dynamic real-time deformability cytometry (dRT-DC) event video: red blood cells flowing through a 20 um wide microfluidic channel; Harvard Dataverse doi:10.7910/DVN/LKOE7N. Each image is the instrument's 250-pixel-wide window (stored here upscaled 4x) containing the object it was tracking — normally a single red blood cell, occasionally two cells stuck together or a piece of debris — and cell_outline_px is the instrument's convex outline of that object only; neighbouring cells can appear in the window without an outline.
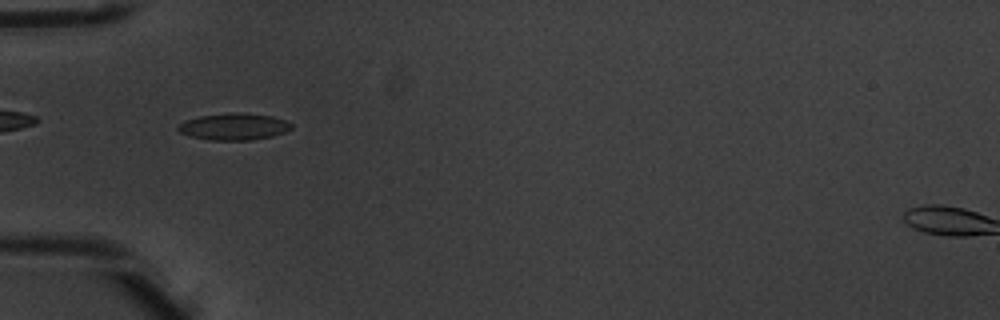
{"species": "common noctule bat (a hibernating species)", "species_latin": "Nyctalus noctula", "temperature_condition": "warm", "stored_images_in_passage": 6, "camera_frame_rate_fps": 3000, "um_per_image_px": 0.085, "animal": {"sex": "male", "body_mass_g": 20.1, "forearm_length_mm": 53.5}, "frame": {"image": 1, "passage_image": 6, "time_ms": 1.667, "image_size_px": [1000, 320], "cell_outline_px": [[292, 128], [284, 132], [272, 136], [252, 140], [212, 140], [188, 136], [180, 132], [176, 128], [184, 120], [200, 116], [232, 112], [240, 112], [272, 116], [284, 120], [292, 124]], "centroid_in_image_um": [19.86, 10.76], "position_along_channel_um": 65.1, "area_um2": 17.69}}